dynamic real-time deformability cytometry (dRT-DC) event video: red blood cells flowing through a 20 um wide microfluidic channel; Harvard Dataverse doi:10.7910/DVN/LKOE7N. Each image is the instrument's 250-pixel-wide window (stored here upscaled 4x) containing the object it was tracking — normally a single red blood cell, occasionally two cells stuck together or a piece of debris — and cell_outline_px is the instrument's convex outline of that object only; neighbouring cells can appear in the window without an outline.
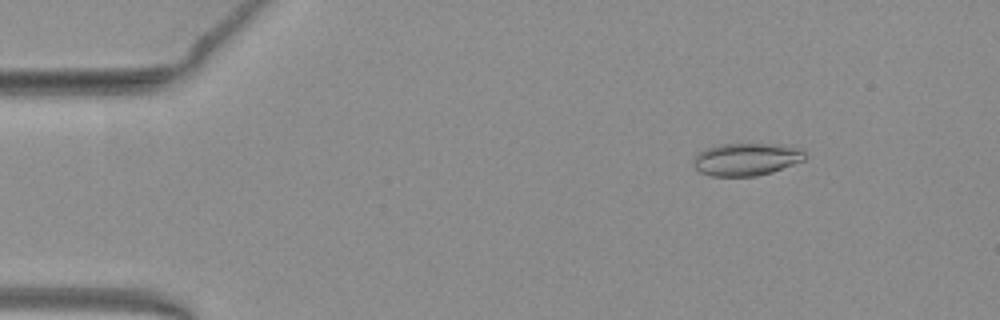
{"species": "common noctule bat (a hibernating species)", "species_latin": "Nyctalus noctula", "temperature_condition": "warm", "stored_images_in_passage": 50, "camera_frame_rate_fps": 3000, "um_per_image_px": 0.085, "animal": {"sex": "female", "body_mass_g": 19.3, "forearm_length_mm": 54.1}, "frame": {"image": 1, "passage_image": 5, "time_ms": 1.333, "image_size_px": [1000, 320], "cell_outline_px": [[804, 160], [772, 172], [756, 176], [712, 176], [700, 172], [692, 164], [692, 160], [704, 148], [720, 144], [776, 144], [804, 148]], "centroid_in_image_um": [63.43, 13.53], "position_along_channel_um": 21.6, "area_um2": 21.21}}
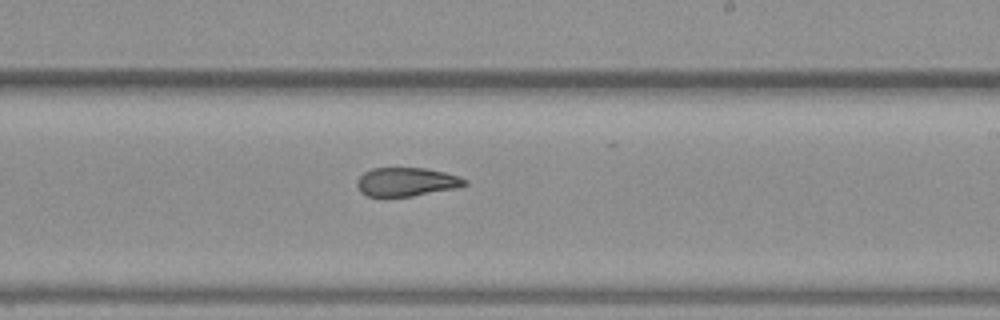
{"frame": {"image": 2, "passage_image": 29, "time_ms": 9.333, "image_size_px": [1000, 320], "cell_outline_px": [[468, 184], [456, 188], [412, 196], [368, 196], [360, 192], [356, 184], [356, 180], [364, 172], [372, 168], [424, 168], [444, 172], [468, 180]], "centroid_in_image_um": [34.53, 15.46], "position_along_channel_um": 254.5, "area_um2": 17.92}}
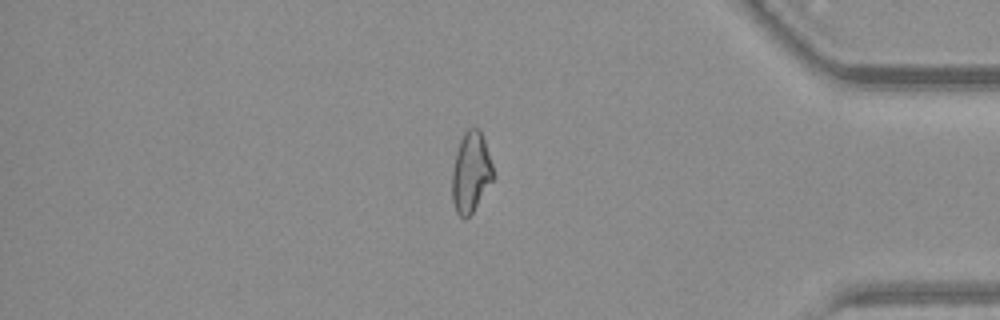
{"frame": {"image": 3, "passage_image": 42, "time_ms": 13.667, "image_size_px": [1000, 320], "cell_outline_px": [[496, 176], [472, 212], [464, 220], [456, 212], [452, 200], [452, 172], [456, 152], [460, 140], [464, 132], [468, 128], [480, 128]], "centroid_in_image_um": [40.03, 14.65], "position_along_channel_um": 395.2, "area_um2": 19.31}, "authors_computed_cell_mechanics": {"area_um2": 19.9699, "velocity_mm_per_s": 3.9635, "shape_relaxation_time_tau1_ms": null, "shape_relaxation_time_tau2_ms": 2.3892, "deformation_change_tau1": null, "deformation_change_tau2": 0.097}}